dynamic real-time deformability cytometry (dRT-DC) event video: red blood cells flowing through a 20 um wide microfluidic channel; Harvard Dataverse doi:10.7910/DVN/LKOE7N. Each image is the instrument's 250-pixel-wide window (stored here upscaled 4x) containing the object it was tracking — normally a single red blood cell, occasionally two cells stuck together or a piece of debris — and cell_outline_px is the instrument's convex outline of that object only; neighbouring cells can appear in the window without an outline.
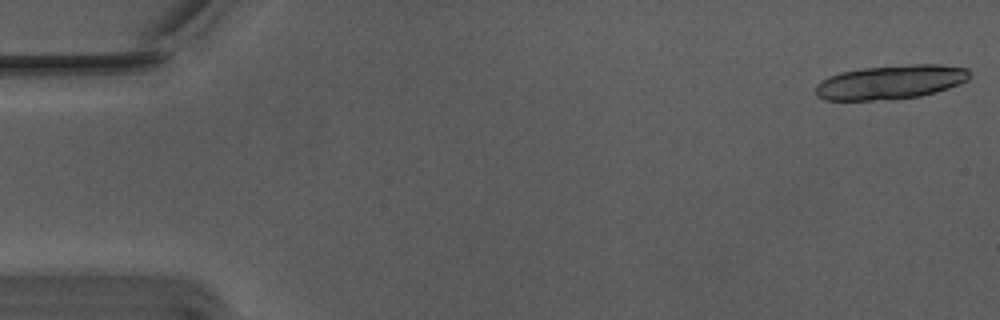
{"species": "Egyptian fruit bat (a non-hibernating species)", "species_latin": "Rousettus aegyptiacus", "temperature_condition": "warm", "stored_images_in_passage": 16, "camera_frame_rate_fps": 3000, "um_per_image_px": 0.085, "animal": {"sex": "male"}, "frame": {"image": 1, "passage_image": 1, "time_ms": 0.0, "image_size_px": [1000, 320], "cell_outline_px": [[968, 80], [948, 88], [920, 96], [872, 100], [824, 100], [816, 96], [816, 84], [820, 80], [828, 76], [840, 72], [864, 68], [912, 64], [940, 64], [968, 68]], "centroid_in_image_um": [75.66, 6.97], "position_along_channel_um": 9.3, "area_um2": 30.46}}